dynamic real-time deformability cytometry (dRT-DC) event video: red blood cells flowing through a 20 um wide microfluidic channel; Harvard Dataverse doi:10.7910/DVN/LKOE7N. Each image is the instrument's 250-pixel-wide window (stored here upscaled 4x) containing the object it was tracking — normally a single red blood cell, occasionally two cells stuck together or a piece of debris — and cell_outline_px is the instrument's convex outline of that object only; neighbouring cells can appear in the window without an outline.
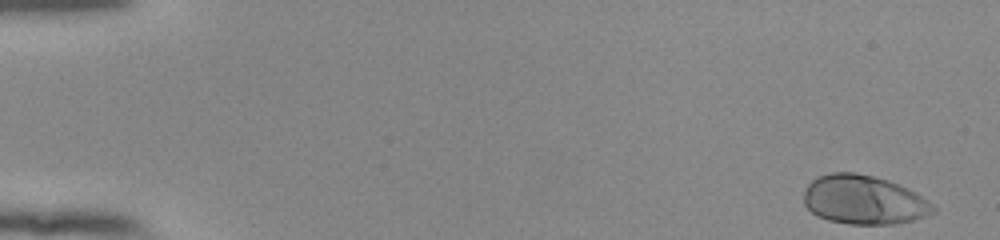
{"species": "human", "species_latin": "Homo sapiens", "temperature_condition": "room temperature", "stored_images_in_passage": 52, "camera_frame_rate_fps": 3000, "um_per_image_px": 0.085, "donor": {"sex": "female"}, "frame": {"image": 1, "passage_image": 1, "time_ms": 0.0, "image_size_px": [1000, 240], "cell_outline_px": [[936, 212], [912, 220], [892, 224], [848, 224], [828, 220], [816, 216], [804, 204], [804, 188], [816, 176], [828, 172], [856, 172], [888, 180], [916, 192], [928, 200], [936, 208]], "centroid_in_image_um": [73.39, 16.98], "position_along_channel_um": 11.6, "area_um2": 37.17}}
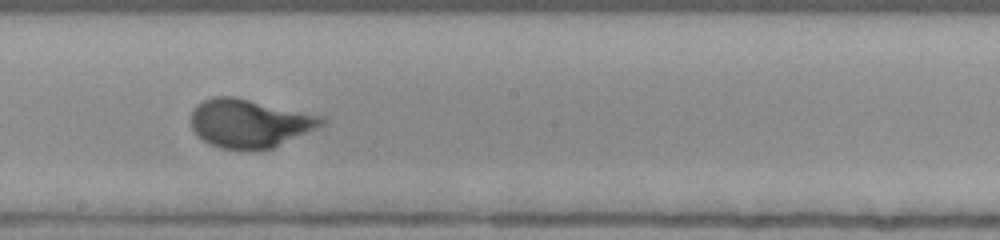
{"frame": {"image": 2, "passage_image": 30, "time_ms": 9.667, "image_size_px": [1000, 240], "cell_outline_px": [[328, 120], [324, 124], [272, 148], [220, 148], [208, 144], [192, 128], [192, 108], [196, 104], [212, 96], [236, 96], [324, 116]], "centroid_in_image_um": [21.21, 10.43], "position_along_channel_um": 227.0, "area_um2": 36.53}}
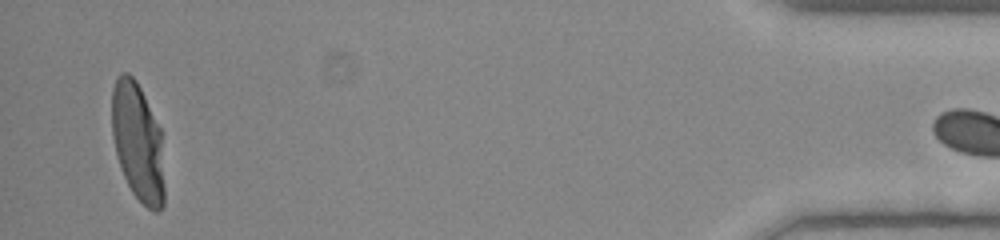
{"frame": {"image": 3, "passage_image": 51, "time_ms": 16.667, "image_size_px": [1000, 240], "cell_outline_px": [[164, 204], [156, 212], [148, 208], [132, 192], [120, 168], [116, 156], [112, 136], [112, 88], [120, 72], [128, 72], [136, 80], [160, 128], [164, 188]], "centroid_in_image_um": [11.69, 12.06], "position_along_channel_um": 423.5, "area_um2": 36.01}}